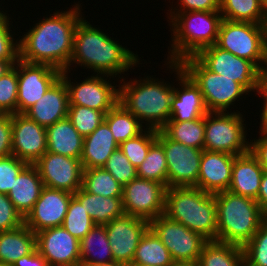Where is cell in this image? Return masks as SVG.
Returning <instances> with one entry per match:
<instances>
[{"instance_id":"obj_27","label":"cell","mask_w":267,"mask_h":266,"mask_svg":"<svg viewBox=\"0 0 267 266\" xmlns=\"http://www.w3.org/2000/svg\"><path fill=\"white\" fill-rule=\"evenodd\" d=\"M47 151L63 156L81 159L84 137L66 117L46 128Z\"/></svg>"},{"instance_id":"obj_47","label":"cell","mask_w":267,"mask_h":266,"mask_svg":"<svg viewBox=\"0 0 267 266\" xmlns=\"http://www.w3.org/2000/svg\"><path fill=\"white\" fill-rule=\"evenodd\" d=\"M12 155V115L0 117V158Z\"/></svg>"},{"instance_id":"obj_12","label":"cell","mask_w":267,"mask_h":266,"mask_svg":"<svg viewBox=\"0 0 267 266\" xmlns=\"http://www.w3.org/2000/svg\"><path fill=\"white\" fill-rule=\"evenodd\" d=\"M195 57L211 72L231 78L250 94L258 92V67L249 60L237 57L216 44L201 49Z\"/></svg>"},{"instance_id":"obj_5","label":"cell","mask_w":267,"mask_h":266,"mask_svg":"<svg viewBox=\"0 0 267 266\" xmlns=\"http://www.w3.org/2000/svg\"><path fill=\"white\" fill-rule=\"evenodd\" d=\"M217 241L243 247L267 219L253 198L222 191L214 194Z\"/></svg>"},{"instance_id":"obj_6","label":"cell","mask_w":267,"mask_h":266,"mask_svg":"<svg viewBox=\"0 0 267 266\" xmlns=\"http://www.w3.org/2000/svg\"><path fill=\"white\" fill-rule=\"evenodd\" d=\"M169 16L173 40L168 62H180L185 57L195 56L201 49L216 44L223 20L220 11L176 12Z\"/></svg>"},{"instance_id":"obj_14","label":"cell","mask_w":267,"mask_h":266,"mask_svg":"<svg viewBox=\"0 0 267 266\" xmlns=\"http://www.w3.org/2000/svg\"><path fill=\"white\" fill-rule=\"evenodd\" d=\"M60 77L68 89L69 105L84 106L106 114L119 102V88L116 89L109 80L107 82L103 74L88 77L81 83L71 82L68 70L62 71Z\"/></svg>"},{"instance_id":"obj_28","label":"cell","mask_w":267,"mask_h":266,"mask_svg":"<svg viewBox=\"0 0 267 266\" xmlns=\"http://www.w3.org/2000/svg\"><path fill=\"white\" fill-rule=\"evenodd\" d=\"M73 196L84 207L94 224L106 225L125 214L122 198L104 197L86 192L82 187Z\"/></svg>"},{"instance_id":"obj_48","label":"cell","mask_w":267,"mask_h":266,"mask_svg":"<svg viewBox=\"0 0 267 266\" xmlns=\"http://www.w3.org/2000/svg\"><path fill=\"white\" fill-rule=\"evenodd\" d=\"M181 7L170 13L187 11H220V0H178ZM177 10V11H176Z\"/></svg>"},{"instance_id":"obj_38","label":"cell","mask_w":267,"mask_h":266,"mask_svg":"<svg viewBox=\"0 0 267 266\" xmlns=\"http://www.w3.org/2000/svg\"><path fill=\"white\" fill-rule=\"evenodd\" d=\"M157 141V130L145 128L144 133L128 139L119 145L130 163L137 169L145 160L150 147Z\"/></svg>"},{"instance_id":"obj_53","label":"cell","mask_w":267,"mask_h":266,"mask_svg":"<svg viewBox=\"0 0 267 266\" xmlns=\"http://www.w3.org/2000/svg\"><path fill=\"white\" fill-rule=\"evenodd\" d=\"M257 93H259L260 95H262L263 98V109H262V113H261V129L260 130H265L267 131V90H259Z\"/></svg>"},{"instance_id":"obj_58","label":"cell","mask_w":267,"mask_h":266,"mask_svg":"<svg viewBox=\"0 0 267 266\" xmlns=\"http://www.w3.org/2000/svg\"><path fill=\"white\" fill-rule=\"evenodd\" d=\"M261 1V6L264 12H267V0H260Z\"/></svg>"},{"instance_id":"obj_41","label":"cell","mask_w":267,"mask_h":266,"mask_svg":"<svg viewBox=\"0 0 267 266\" xmlns=\"http://www.w3.org/2000/svg\"><path fill=\"white\" fill-rule=\"evenodd\" d=\"M242 249L245 266H267V219Z\"/></svg>"},{"instance_id":"obj_55","label":"cell","mask_w":267,"mask_h":266,"mask_svg":"<svg viewBox=\"0 0 267 266\" xmlns=\"http://www.w3.org/2000/svg\"><path fill=\"white\" fill-rule=\"evenodd\" d=\"M171 266H200L199 261H174Z\"/></svg>"},{"instance_id":"obj_45","label":"cell","mask_w":267,"mask_h":266,"mask_svg":"<svg viewBox=\"0 0 267 266\" xmlns=\"http://www.w3.org/2000/svg\"><path fill=\"white\" fill-rule=\"evenodd\" d=\"M0 11V60H19V40L14 42L10 18Z\"/></svg>"},{"instance_id":"obj_49","label":"cell","mask_w":267,"mask_h":266,"mask_svg":"<svg viewBox=\"0 0 267 266\" xmlns=\"http://www.w3.org/2000/svg\"><path fill=\"white\" fill-rule=\"evenodd\" d=\"M261 136L250 142L249 150L257 158L259 165L267 171V131L260 130Z\"/></svg>"},{"instance_id":"obj_3","label":"cell","mask_w":267,"mask_h":266,"mask_svg":"<svg viewBox=\"0 0 267 266\" xmlns=\"http://www.w3.org/2000/svg\"><path fill=\"white\" fill-rule=\"evenodd\" d=\"M119 84V102L147 129L161 130L170 120L174 86L150 76ZM146 78V79H145ZM157 81V82H156Z\"/></svg>"},{"instance_id":"obj_22","label":"cell","mask_w":267,"mask_h":266,"mask_svg":"<svg viewBox=\"0 0 267 266\" xmlns=\"http://www.w3.org/2000/svg\"><path fill=\"white\" fill-rule=\"evenodd\" d=\"M234 158L230 153L203 150L197 188L211 194L227 191L232 179Z\"/></svg>"},{"instance_id":"obj_36","label":"cell","mask_w":267,"mask_h":266,"mask_svg":"<svg viewBox=\"0 0 267 266\" xmlns=\"http://www.w3.org/2000/svg\"><path fill=\"white\" fill-rule=\"evenodd\" d=\"M220 13L229 21L263 24L265 20L260 0H220Z\"/></svg>"},{"instance_id":"obj_31","label":"cell","mask_w":267,"mask_h":266,"mask_svg":"<svg viewBox=\"0 0 267 266\" xmlns=\"http://www.w3.org/2000/svg\"><path fill=\"white\" fill-rule=\"evenodd\" d=\"M173 262L166 246L149 228L142 236L130 266H171Z\"/></svg>"},{"instance_id":"obj_9","label":"cell","mask_w":267,"mask_h":266,"mask_svg":"<svg viewBox=\"0 0 267 266\" xmlns=\"http://www.w3.org/2000/svg\"><path fill=\"white\" fill-rule=\"evenodd\" d=\"M216 45L237 57L252 61L259 67L267 46L264 26L252 22L223 19Z\"/></svg>"},{"instance_id":"obj_24","label":"cell","mask_w":267,"mask_h":266,"mask_svg":"<svg viewBox=\"0 0 267 266\" xmlns=\"http://www.w3.org/2000/svg\"><path fill=\"white\" fill-rule=\"evenodd\" d=\"M263 172L257 158L250 150L235 156L228 191L257 200Z\"/></svg>"},{"instance_id":"obj_40","label":"cell","mask_w":267,"mask_h":266,"mask_svg":"<svg viewBox=\"0 0 267 266\" xmlns=\"http://www.w3.org/2000/svg\"><path fill=\"white\" fill-rule=\"evenodd\" d=\"M68 118L78 133L86 137L104 121L105 113L84 106L69 105Z\"/></svg>"},{"instance_id":"obj_57","label":"cell","mask_w":267,"mask_h":266,"mask_svg":"<svg viewBox=\"0 0 267 266\" xmlns=\"http://www.w3.org/2000/svg\"><path fill=\"white\" fill-rule=\"evenodd\" d=\"M263 26H264V31H265V39L267 42V12L265 13V20H264Z\"/></svg>"},{"instance_id":"obj_39","label":"cell","mask_w":267,"mask_h":266,"mask_svg":"<svg viewBox=\"0 0 267 266\" xmlns=\"http://www.w3.org/2000/svg\"><path fill=\"white\" fill-rule=\"evenodd\" d=\"M94 225L93 220L86 213L84 207L73 196L69 202L62 227L80 241Z\"/></svg>"},{"instance_id":"obj_2","label":"cell","mask_w":267,"mask_h":266,"mask_svg":"<svg viewBox=\"0 0 267 266\" xmlns=\"http://www.w3.org/2000/svg\"><path fill=\"white\" fill-rule=\"evenodd\" d=\"M86 21L82 18L77 23L70 66L72 63L81 64L108 79L141 64L138 55Z\"/></svg>"},{"instance_id":"obj_26","label":"cell","mask_w":267,"mask_h":266,"mask_svg":"<svg viewBox=\"0 0 267 266\" xmlns=\"http://www.w3.org/2000/svg\"><path fill=\"white\" fill-rule=\"evenodd\" d=\"M44 183L34 165H27L17 176L7 194L17 211L25 218L39 199Z\"/></svg>"},{"instance_id":"obj_52","label":"cell","mask_w":267,"mask_h":266,"mask_svg":"<svg viewBox=\"0 0 267 266\" xmlns=\"http://www.w3.org/2000/svg\"><path fill=\"white\" fill-rule=\"evenodd\" d=\"M256 201L259 204L261 211L267 216V171L263 172L260 190Z\"/></svg>"},{"instance_id":"obj_19","label":"cell","mask_w":267,"mask_h":266,"mask_svg":"<svg viewBox=\"0 0 267 266\" xmlns=\"http://www.w3.org/2000/svg\"><path fill=\"white\" fill-rule=\"evenodd\" d=\"M47 152L46 128L23 113L12 114V154L28 165Z\"/></svg>"},{"instance_id":"obj_44","label":"cell","mask_w":267,"mask_h":266,"mask_svg":"<svg viewBox=\"0 0 267 266\" xmlns=\"http://www.w3.org/2000/svg\"><path fill=\"white\" fill-rule=\"evenodd\" d=\"M28 164L18 159L16 156L9 155L0 158V193L8 194L13 188L17 176Z\"/></svg>"},{"instance_id":"obj_33","label":"cell","mask_w":267,"mask_h":266,"mask_svg":"<svg viewBox=\"0 0 267 266\" xmlns=\"http://www.w3.org/2000/svg\"><path fill=\"white\" fill-rule=\"evenodd\" d=\"M104 121L108 124L118 145L138 136L145 130L140 121L120 102L105 114Z\"/></svg>"},{"instance_id":"obj_23","label":"cell","mask_w":267,"mask_h":266,"mask_svg":"<svg viewBox=\"0 0 267 266\" xmlns=\"http://www.w3.org/2000/svg\"><path fill=\"white\" fill-rule=\"evenodd\" d=\"M68 89L64 80L59 77L45 92L41 99L23 114L39 125L47 128L68 117Z\"/></svg>"},{"instance_id":"obj_25","label":"cell","mask_w":267,"mask_h":266,"mask_svg":"<svg viewBox=\"0 0 267 266\" xmlns=\"http://www.w3.org/2000/svg\"><path fill=\"white\" fill-rule=\"evenodd\" d=\"M118 148L108 124L103 121L90 135L84 137L80 159L83 169L104 167L110 155Z\"/></svg>"},{"instance_id":"obj_16","label":"cell","mask_w":267,"mask_h":266,"mask_svg":"<svg viewBox=\"0 0 267 266\" xmlns=\"http://www.w3.org/2000/svg\"><path fill=\"white\" fill-rule=\"evenodd\" d=\"M114 261L131 265L142 236L149 229V221L124 214L105 225Z\"/></svg>"},{"instance_id":"obj_21","label":"cell","mask_w":267,"mask_h":266,"mask_svg":"<svg viewBox=\"0 0 267 266\" xmlns=\"http://www.w3.org/2000/svg\"><path fill=\"white\" fill-rule=\"evenodd\" d=\"M168 64V68L177 72L175 74H177V80L179 79L181 86L180 90L174 87L171 115L168 122H183L204 117L208 111L199 87L183 71L179 62H167Z\"/></svg>"},{"instance_id":"obj_20","label":"cell","mask_w":267,"mask_h":266,"mask_svg":"<svg viewBox=\"0 0 267 266\" xmlns=\"http://www.w3.org/2000/svg\"><path fill=\"white\" fill-rule=\"evenodd\" d=\"M72 193L44 187L24 224L35 234L41 230L62 226Z\"/></svg>"},{"instance_id":"obj_7","label":"cell","mask_w":267,"mask_h":266,"mask_svg":"<svg viewBox=\"0 0 267 266\" xmlns=\"http://www.w3.org/2000/svg\"><path fill=\"white\" fill-rule=\"evenodd\" d=\"M179 63L199 87L208 112H227L240 96L249 93L233 79L208 70L195 56L185 57Z\"/></svg>"},{"instance_id":"obj_32","label":"cell","mask_w":267,"mask_h":266,"mask_svg":"<svg viewBox=\"0 0 267 266\" xmlns=\"http://www.w3.org/2000/svg\"><path fill=\"white\" fill-rule=\"evenodd\" d=\"M198 261L200 266H245L241 246L217 240L206 242Z\"/></svg>"},{"instance_id":"obj_10","label":"cell","mask_w":267,"mask_h":266,"mask_svg":"<svg viewBox=\"0 0 267 266\" xmlns=\"http://www.w3.org/2000/svg\"><path fill=\"white\" fill-rule=\"evenodd\" d=\"M149 228L166 246L174 261L198 260L203 246L208 241L201 234L191 231L164 214L150 220Z\"/></svg>"},{"instance_id":"obj_37","label":"cell","mask_w":267,"mask_h":266,"mask_svg":"<svg viewBox=\"0 0 267 266\" xmlns=\"http://www.w3.org/2000/svg\"><path fill=\"white\" fill-rule=\"evenodd\" d=\"M137 177L162 183L168 188L166 157L158 141L150 147L145 160L137 167Z\"/></svg>"},{"instance_id":"obj_18","label":"cell","mask_w":267,"mask_h":266,"mask_svg":"<svg viewBox=\"0 0 267 266\" xmlns=\"http://www.w3.org/2000/svg\"><path fill=\"white\" fill-rule=\"evenodd\" d=\"M79 242L62 226L36 233V249L48 266H80Z\"/></svg>"},{"instance_id":"obj_13","label":"cell","mask_w":267,"mask_h":266,"mask_svg":"<svg viewBox=\"0 0 267 266\" xmlns=\"http://www.w3.org/2000/svg\"><path fill=\"white\" fill-rule=\"evenodd\" d=\"M167 187L159 182L136 178L123 186L125 214L148 221L164 214Z\"/></svg>"},{"instance_id":"obj_11","label":"cell","mask_w":267,"mask_h":266,"mask_svg":"<svg viewBox=\"0 0 267 266\" xmlns=\"http://www.w3.org/2000/svg\"><path fill=\"white\" fill-rule=\"evenodd\" d=\"M157 141L163 146L167 162L168 188L196 187L202 149H195L169 139L161 130Z\"/></svg>"},{"instance_id":"obj_46","label":"cell","mask_w":267,"mask_h":266,"mask_svg":"<svg viewBox=\"0 0 267 266\" xmlns=\"http://www.w3.org/2000/svg\"><path fill=\"white\" fill-rule=\"evenodd\" d=\"M24 218L17 211L7 194L0 193V232L19 228Z\"/></svg>"},{"instance_id":"obj_43","label":"cell","mask_w":267,"mask_h":266,"mask_svg":"<svg viewBox=\"0 0 267 266\" xmlns=\"http://www.w3.org/2000/svg\"><path fill=\"white\" fill-rule=\"evenodd\" d=\"M103 168L122 186L137 178V169L130 163L120 148L110 155Z\"/></svg>"},{"instance_id":"obj_50","label":"cell","mask_w":267,"mask_h":266,"mask_svg":"<svg viewBox=\"0 0 267 266\" xmlns=\"http://www.w3.org/2000/svg\"><path fill=\"white\" fill-rule=\"evenodd\" d=\"M13 266H48L46 259L35 249L31 254L18 259Z\"/></svg>"},{"instance_id":"obj_8","label":"cell","mask_w":267,"mask_h":266,"mask_svg":"<svg viewBox=\"0 0 267 266\" xmlns=\"http://www.w3.org/2000/svg\"><path fill=\"white\" fill-rule=\"evenodd\" d=\"M243 115L238 112H208L205 115L204 148L234 156L249 151ZM244 125V126H243Z\"/></svg>"},{"instance_id":"obj_34","label":"cell","mask_w":267,"mask_h":266,"mask_svg":"<svg viewBox=\"0 0 267 266\" xmlns=\"http://www.w3.org/2000/svg\"><path fill=\"white\" fill-rule=\"evenodd\" d=\"M161 131L175 142L203 150L205 116L183 122H167Z\"/></svg>"},{"instance_id":"obj_29","label":"cell","mask_w":267,"mask_h":266,"mask_svg":"<svg viewBox=\"0 0 267 266\" xmlns=\"http://www.w3.org/2000/svg\"><path fill=\"white\" fill-rule=\"evenodd\" d=\"M36 249V234L25 224L0 232V263L13 265L21 257Z\"/></svg>"},{"instance_id":"obj_59","label":"cell","mask_w":267,"mask_h":266,"mask_svg":"<svg viewBox=\"0 0 267 266\" xmlns=\"http://www.w3.org/2000/svg\"><path fill=\"white\" fill-rule=\"evenodd\" d=\"M0 266H13V265L5 264V263H0Z\"/></svg>"},{"instance_id":"obj_35","label":"cell","mask_w":267,"mask_h":266,"mask_svg":"<svg viewBox=\"0 0 267 266\" xmlns=\"http://www.w3.org/2000/svg\"><path fill=\"white\" fill-rule=\"evenodd\" d=\"M82 188L91 194L122 198L123 186L103 167L83 169Z\"/></svg>"},{"instance_id":"obj_1","label":"cell","mask_w":267,"mask_h":266,"mask_svg":"<svg viewBox=\"0 0 267 266\" xmlns=\"http://www.w3.org/2000/svg\"><path fill=\"white\" fill-rule=\"evenodd\" d=\"M73 6L42 19L23 35L19 40L21 61L47 64L61 72L70 69L74 32L82 19L81 6Z\"/></svg>"},{"instance_id":"obj_4","label":"cell","mask_w":267,"mask_h":266,"mask_svg":"<svg viewBox=\"0 0 267 266\" xmlns=\"http://www.w3.org/2000/svg\"><path fill=\"white\" fill-rule=\"evenodd\" d=\"M164 215L208 241L217 240V212L214 194L196 187L166 189Z\"/></svg>"},{"instance_id":"obj_30","label":"cell","mask_w":267,"mask_h":266,"mask_svg":"<svg viewBox=\"0 0 267 266\" xmlns=\"http://www.w3.org/2000/svg\"><path fill=\"white\" fill-rule=\"evenodd\" d=\"M79 243L80 265L114 261L105 225L95 224Z\"/></svg>"},{"instance_id":"obj_17","label":"cell","mask_w":267,"mask_h":266,"mask_svg":"<svg viewBox=\"0 0 267 266\" xmlns=\"http://www.w3.org/2000/svg\"><path fill=\"white\" fill-rule=\"evenodd\" d=\"M61 76V71L47 64L18 60L17 113H24L45 94Z\"/></svg>"},{"instance_id":"obj_15","label":"cell","mask_w":267,"mask_h":266,"mask_svg":"<svg viewBox=\"0 0 267 266\" xmlns=\"http://www.w3.org/2000/svg\"><path fill=\"white\" fill-rule=\"evenodd\" d=\"M33 165L45 187L72 194L82 187L83 167L80 159L47 151Z\"/></svg>"},{"instance_id":"obj_51","label":"cell","mask_w":267,"mask_h":266,"mask_svg":"<svg viewBox=\"0 0 267 266\" xmlns=\"http://www.w3.org/2000/svg\"><path fill=\"white\" fill-rule=\"evenodd\" d=\"M258 90H267V46L258 67Z\"/></svg>"},{"instance_id":"obj_54","label":"cell","mask_w":267,"mask_h":266,"mask_svg":"<svg viewBox=\"0 0 267 266\" xmlns=\"http://www.w3.org/2000/svg\"><path fill=\"white\" fill-rule=\"evenodd\" d=\"M18 60H0V77L9 71Z\"/></svg>"},{"instance_id":"obj_42","label":"cell","mask_w":267,"mask_h":266,"mask_svg":"<svg viewBox=\"0 0 267 266\" xmlns=\"http://www.w3.org/2000/svg\"><path fill=\"white\" fill-rule=\"evenodd\" d=\"M18 61L0 77V111L3 114L17 113Z\"/></svg>"},{"instance_id":"obj_56","label":"cell","mask_w":267,"mask_h":266,"mask_svg":"<svg viewBox=\"0 0 267 266\" xmlns=\"http://www.w3.org/2000/svg\"><path fill=\"white\" fill-rule=\"evenodd\" d=\"M80 266H129L124 263L112 261V262H105V263H96V264H88V265H80Z\"/></svg>"}]
</instances>
